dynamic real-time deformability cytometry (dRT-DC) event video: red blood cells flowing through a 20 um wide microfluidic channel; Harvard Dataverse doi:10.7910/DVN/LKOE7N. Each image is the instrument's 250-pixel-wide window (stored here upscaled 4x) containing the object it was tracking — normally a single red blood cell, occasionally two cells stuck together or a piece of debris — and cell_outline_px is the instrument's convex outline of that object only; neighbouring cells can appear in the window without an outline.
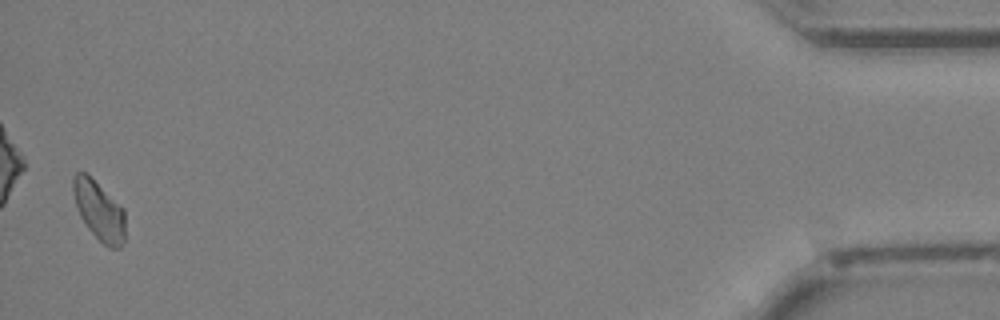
{"species": "Egyptian fruit bat (a non-hibernating species)", "species_latin": "Rousettus aegyptiacus", "temperature_condition": "cold", "stored_images_in_passage": 41, "camera_frame_rate_fps": 3000, "um_per_image_px": 0.085, "animal": {"sex": "female"}, "frame": {"image": 1, "passage_image": 41, "time_ms": 13.333, "image_size_px": [1000, 320], "cell_outline_px": [[124, 240], [120, 248], [108, 248], [88, 228], [80, 216], [76, 204], [72, 188], [72, 176], [76, 172], [84, 172], [124, 208]], "centroid_in_image_um": [8.41, 17.91], "position_along_channel_um": 426.8, "area_um2": 17.63}}